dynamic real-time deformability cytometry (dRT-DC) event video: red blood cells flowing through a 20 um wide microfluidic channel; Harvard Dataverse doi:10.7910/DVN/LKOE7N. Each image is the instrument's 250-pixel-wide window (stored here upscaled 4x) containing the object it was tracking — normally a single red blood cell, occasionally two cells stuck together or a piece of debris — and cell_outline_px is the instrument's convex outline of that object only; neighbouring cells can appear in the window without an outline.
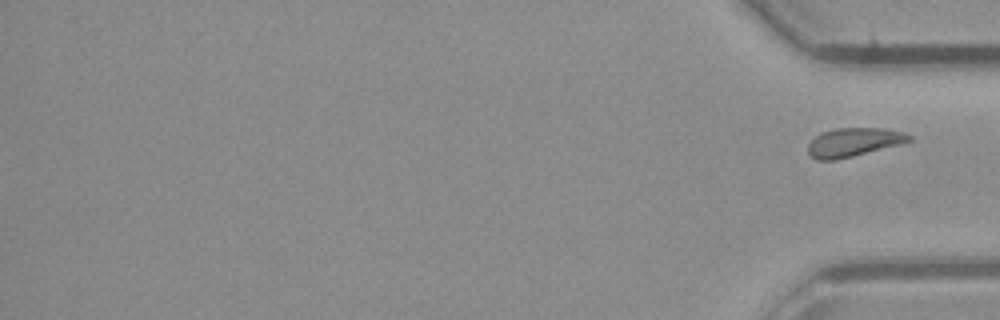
{"species": "common noctule bat (a hibernating species)", "species_latin": "Nyctalus noctula", "temperature_condition": "room temperature", "stored_images_in_passage": 40, "segment_of_instrument_passage": [2, 2], "camera_frame_rate_fps": 3000, "um_per_image_px": 0.085, "animal": {"sex": "male", "body_mass_g": 23.1, "forearm_length_mm": 52.7}, "frame": {"image": 1, "passage_image": 40, "time_ms": 13.0, "image_size_px": [1000, 320], "cell_outline_px": [[912, 140], [900, 144], [836, 160], [816, 160], [808, 152], [808, 144], [816, 136], [824, 132], [836, 128], [880, 128], [904, 132], [912, 136]], "centroid_in_image_um": [72.56, 12.09], "position_along_channel_um": 362.6, "area_um2": 16.65}}